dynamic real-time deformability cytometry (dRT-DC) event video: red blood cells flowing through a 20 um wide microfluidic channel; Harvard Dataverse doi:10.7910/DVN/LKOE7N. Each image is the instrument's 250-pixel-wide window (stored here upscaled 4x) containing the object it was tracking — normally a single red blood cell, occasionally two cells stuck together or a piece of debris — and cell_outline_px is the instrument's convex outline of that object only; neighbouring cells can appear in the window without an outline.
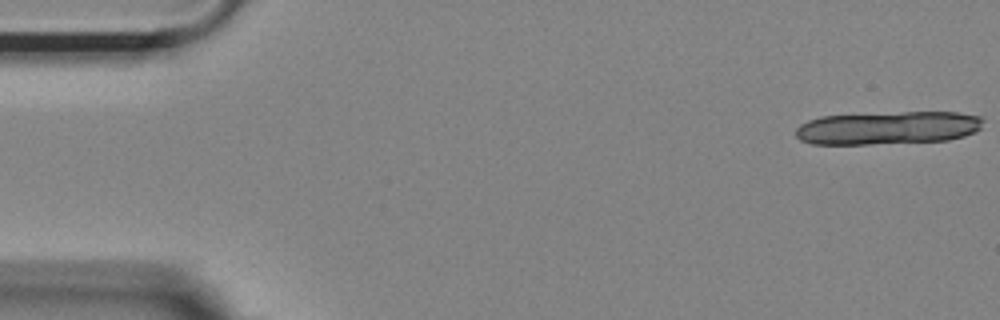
{"species": "Egyptian fruit bat (a non-hibernating species)", "species_latin": "Rousettus aegyptiacus", "temperature_condition": "room temperature", "stored_images_in_passage": 16, "camera_frame_rate_fps": 3000, "um_per_image_px": 0.085, "animal": {"sex": "female"}, "frame": {"image": 1, "passage_image": 1, "time_ms": 0.0, "image_size_px": [1000, 320], "cell_outline_px": [[984, 120], [980, 128], [976, 132], [964, 136], [948, 140], [868, 144], [812, 144], [800, 140], [796, 136], [796, 128], [800, 124], [808, 120], [820, 116], [904, 112], [956, 112], [980, 116]], "centroid_in_image_um": [75.47, 10.87], "position_along_channel_um": 9.5, "area_um2": 36.18}}